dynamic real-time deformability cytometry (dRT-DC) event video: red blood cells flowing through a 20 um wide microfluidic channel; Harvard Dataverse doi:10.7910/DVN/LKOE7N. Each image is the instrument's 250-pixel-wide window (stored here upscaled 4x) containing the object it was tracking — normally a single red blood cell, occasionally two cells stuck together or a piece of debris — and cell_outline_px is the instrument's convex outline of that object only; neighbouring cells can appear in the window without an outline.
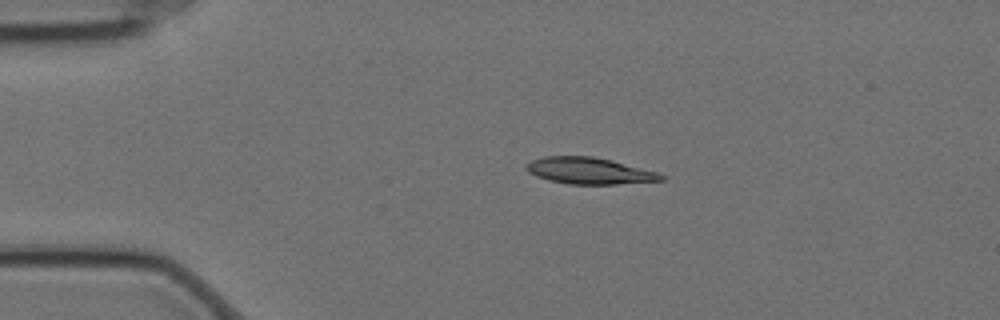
{"species": "Egyptian fruit bat (a non-hibernating species)", "species_latin": "Rousettus aegyptiacus", "temperature_condition": "cold", "stored_images_in_passage": 6, "camera_frame_rate_fps": 3000, "um_per_image_px": 0.085, "animal": {"sex": "female"}, "frame": {"image": 1, "passage_image": 3, "time_ms": 0.667, "image_size_px": [1000, 320], "cell_outline_px": [[664, 180], [616, 184], [568, 184], [548, 180], [536, 176], [528, 172], [524, 168], [532, 160], [544, 156], [592, 156], [612, 160], [656, 172], [664, 176]], "centroid_in_image_um": [50.05, 14.52], "position_along_channel_um": 35.0, "area_um2": 20.69}}
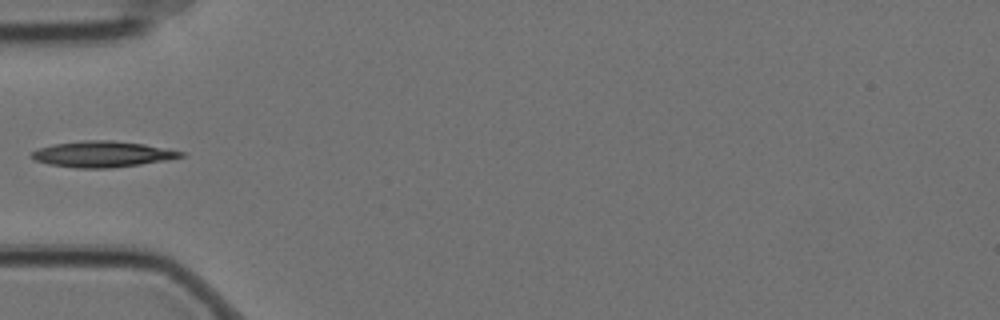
{"frame": {"image": 2, "passage_image": 5, "time_ms": 1.333, "image_size_px": [1000, 320], "cell_outline_px": [[184, 156], [168, 160], [140, 164], [108, 168], [76, 168], [48, 164], [36, 160], [28, 156], [32, 152], [40, 148], [52, 144], [84, 140], [112, 140], [144, 144], [184, 152]], "centroid_in_image_um": [8.68, 13.1], "position_along_channel_um": 76.3, "area_um2": 22.48}}